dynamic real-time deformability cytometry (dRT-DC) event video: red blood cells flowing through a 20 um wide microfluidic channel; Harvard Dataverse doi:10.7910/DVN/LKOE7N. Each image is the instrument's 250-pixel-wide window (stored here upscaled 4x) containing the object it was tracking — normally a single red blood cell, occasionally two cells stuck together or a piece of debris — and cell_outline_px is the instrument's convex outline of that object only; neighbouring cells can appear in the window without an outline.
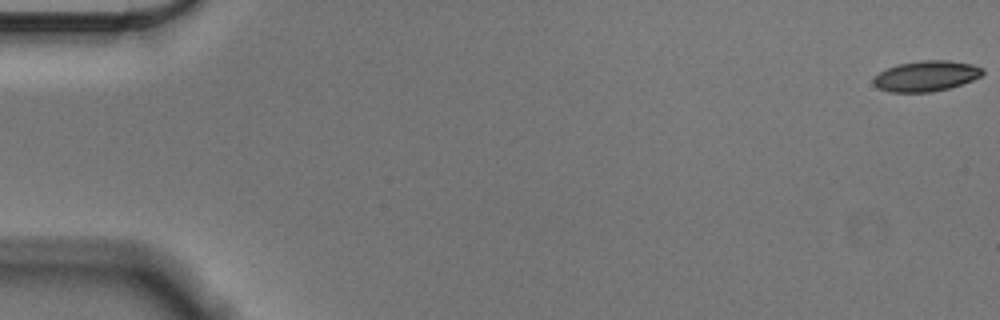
{"species": "Egyptian fruit bat (a non-hibernating species)", "species_latin": "Rousettus aegyptiacus", "temperature_condition": "cold", "stored_images_in_passage": 57, "camera_frame_rate_fps": 3000, "um_per_image_px": 0.085, "animal": {"sex": "male"}, "frame": {"image": 1, "passage_image": 1, "time_ms": 0.0, "image_size_px": [1000, 320], "cell_outline_px": [[984, 72], [980, 76], [972, 80], [948, 88], [932, 92], [888, 92], [880, 88], [872, 80], [880, 72], [888, 68], [900, 64], [920, 60], [948, 60], [972, 64], [984, 68]], "centroid_in_image_um": [78.75, 6.45], "position_along_channel_um": 6.2, "area_um2": 19.19}}
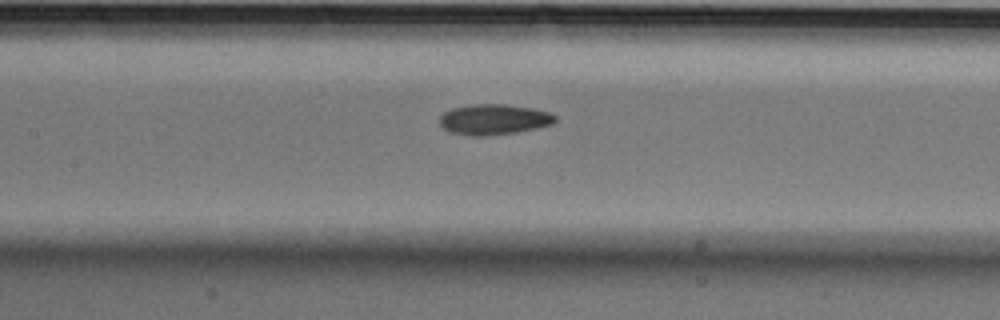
{"frame": {"image": 2, "passage_image": 27, "time_ms": 8.667, "image_size_px": [1000, 320], "cell_outline_px": [[556, 120], [552, 124], [536, 128], [516, 132], [484, 136], [472, 136], [452, 132], [444, 128], [440, 124], [440, 116], [444, 112], [452, 108], [472, 104], [504, 104], [532, 108], [548, 112], [556, 116]], "centroid_in_image_um": [41.97, 10.15], "position_along_channel_um": 165.4, "area_um2": 20.4}}
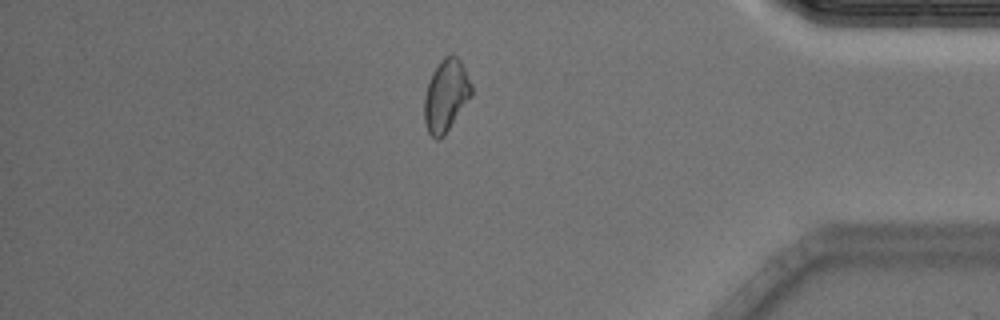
{"frame": {"image": 3, "passage_image": 49, "time_ms": 16.0, "image_size_px": [1000, 320], "cell_outline_px": [[472, 92], [444, 136], [440, 140], [436, 140], [428, 132], [424, 120], [424, 96], [432, 72], [440, 60], [448, 52], [452, 52], [460, 60], [472, 84]], "centroid_in_image_um": [37.88, 8.08], "position_along_channel_um": 397.3, "area_um2": 19.71}, "authors_computed_cell_mechanics": {"area_um2": 19.8254, "velocity_mm_per_s": 3.5666, "shape_relaxation_time_tau1_ms": 4.9984, "shape_relaxation_time_tau2_ms": null, "deformation_change_tau1": 0.1005, "deformation_change_tau2": null}}